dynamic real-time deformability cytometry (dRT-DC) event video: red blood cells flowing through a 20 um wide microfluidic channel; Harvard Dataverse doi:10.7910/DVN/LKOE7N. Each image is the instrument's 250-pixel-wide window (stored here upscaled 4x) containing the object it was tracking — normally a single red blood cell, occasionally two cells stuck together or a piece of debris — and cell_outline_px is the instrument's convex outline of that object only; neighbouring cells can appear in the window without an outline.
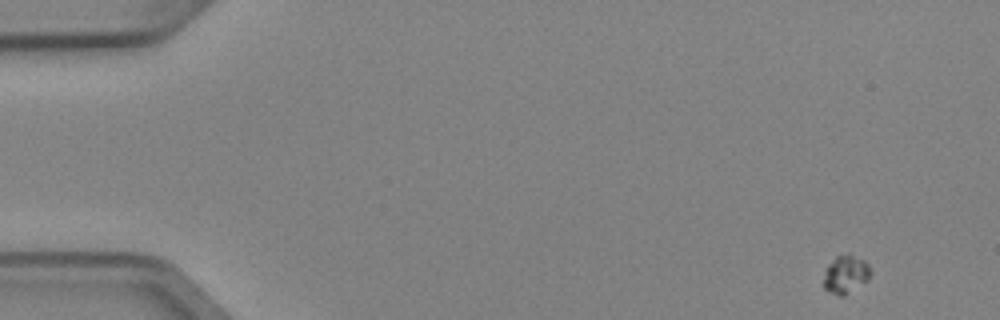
{"species": "Egyptian fruit bat (a non-hibernating species)", "species_latin": "Rousettus aegyptiacus", "temperature_condition": "cold", "stored_images_in_passage": 6, "camera_frame_rate_fps": 3000, "um_per_image_px": 0.085, "animal": {"sex": "female"}, "frame": {"image": 1, "passage_image": 1, "time_ms": 0.0, "image_size_px": [1000, 320], "cell_outline_px": [[872, 272], [868, 280], [844, 296], [840, 296], [824, 288], [824, 268], [836, 256], [848, 252], [864, 260], [868, 264]], "centroid_in_image_um": [71.89, 23.28], "position_along_channel_um": 13.1, "area_um2": 10.58}}
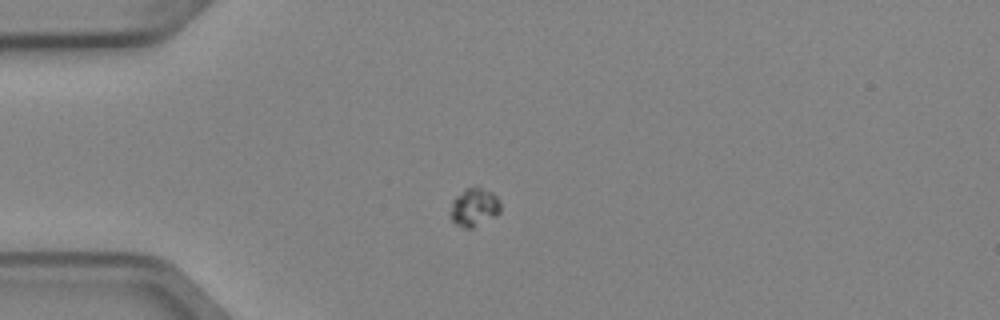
{"frame": {"image": 2, "passage_image": 4, "time_ms": 1.0, "image_size_px": [1000, 320], "cell_outline_px": [[500, 212], [496, 216], [472, 228], [464, 228], [456, 224], [452, 220], [452, 200], [464, 188], [480, 188], [492, 192], [496, 196], [500, 204]], "centroid_in_image_um": [40.32, 17.62], "position_along_channel_um": 44.7, "area_um2": 10.92}}
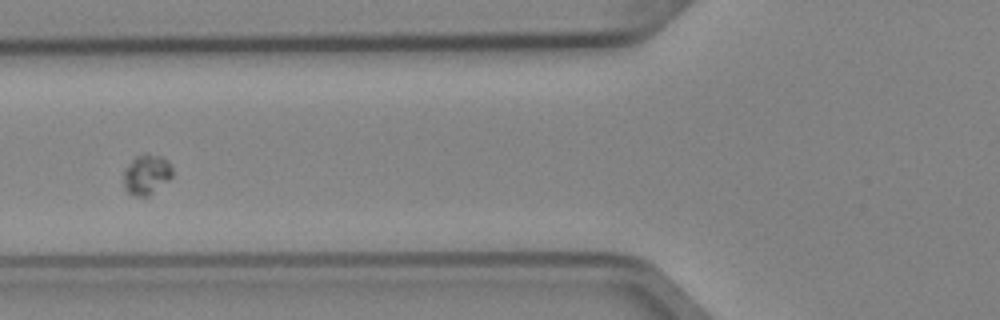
{"frame": {"image": 3, "passage_image": 6, "time_ms": 1.667, "image_size_px": [1000, 320], "cell_outline_px": [[172, 176], [168, 180], [148, 196], [132, 196], [124, 188], [124, 172], [132, 160], [136, 156], [144, 152], [160, 156], [168, 160], [172, 168]], "centroid_in_image_um": [12.45, 14.82], "position_along_channel_um": 113.3, "area_um2": 11.33}}